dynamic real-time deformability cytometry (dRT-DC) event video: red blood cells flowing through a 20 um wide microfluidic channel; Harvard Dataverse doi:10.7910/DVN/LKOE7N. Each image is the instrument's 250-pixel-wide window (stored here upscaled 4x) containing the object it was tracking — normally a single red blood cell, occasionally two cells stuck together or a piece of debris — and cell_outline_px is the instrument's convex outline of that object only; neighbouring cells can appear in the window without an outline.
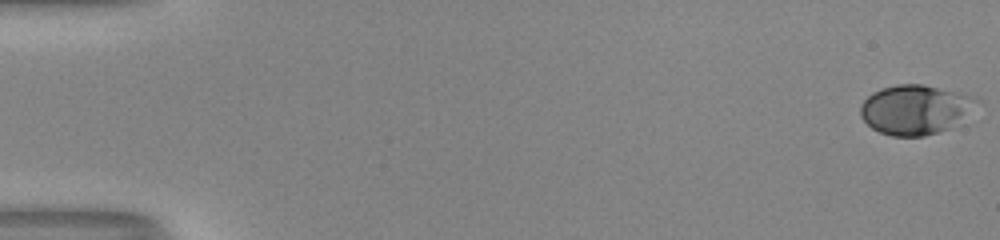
{"species": "human", "species_latin": "Homo sapiens", "temperature_condition": "room temperature", "stored_images_in_passage": 53, "camera_frame_rate_fps": 3000, "um_per_image_px": 0.085, "donor": {"sex": "male"}, "frame": {"image": 1, "passage_image": 1, "time_ms": 0.0, "image_size_px": [1000, 240], "cell_outline_px": [[968, 100], [952, 128], [924, 136], [892, 136], [880, 132], [872, 128], [860, 116], [860, 104], [872, 92], [880, 88], [896, 84], [924, 84], [956, 92], [968, 96]], "centroid_in_image_um": [77.53, 9.32], "position_along_channel_um": 7.5, "area_um2": 31.91}}
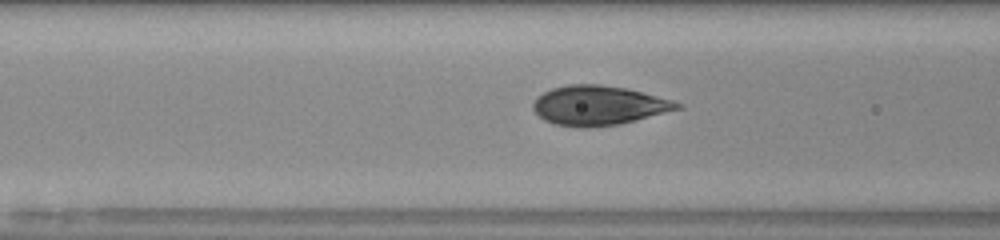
{"frame": {"image": 2, "passage_image": 23, "time_ms": 7.333, "image_size_px": [1000, 240], "cell_outline_px": [[684, 108], [620, 124], [588, 128], [580, 128], [556, 124], [544, 120], [532, 108], [532, 104], [536, 96], [552, 88], [568, 84], [600, 84], [628, 88], [672, 100], [684, 104]], "centroid_in_image_um": [50.9, 8.96], "position_along_channel_um": 115.7, "area_um2": 33.47}}
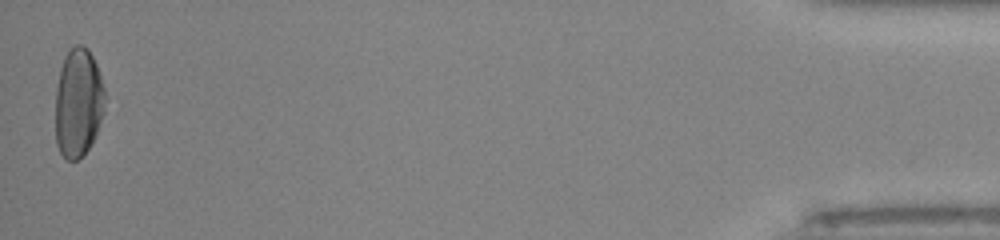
{"frame": {"image": 3, "passage_image": 53, "time_ms": 17.333, "image_size_px": [1000, 240], "cell_outline_px": [[104, 112], [96, 136], [88, 148], [76, 160], [64, 160], [56, 144], [56, 88], [60, 68], [64, 56], [76, 44], [84, 44], [88, 48], [96, 64], [104, 88]], "centroid_in_image_um": [6.65, 8.73], "position_along_channel_um": 428.6, "area_um2": 31.5}, "authors_computed_cell_mechanics": {"area_um2": 32.946, "velocity_mm_per_s": 4.0516, "shape_relaxation_time_tau1_ms": 4.1597, "shape_relaxation_time_tau2_ms": null, "deformation_change_tau1": 0.1965, "deformation_change_tau2": null}}